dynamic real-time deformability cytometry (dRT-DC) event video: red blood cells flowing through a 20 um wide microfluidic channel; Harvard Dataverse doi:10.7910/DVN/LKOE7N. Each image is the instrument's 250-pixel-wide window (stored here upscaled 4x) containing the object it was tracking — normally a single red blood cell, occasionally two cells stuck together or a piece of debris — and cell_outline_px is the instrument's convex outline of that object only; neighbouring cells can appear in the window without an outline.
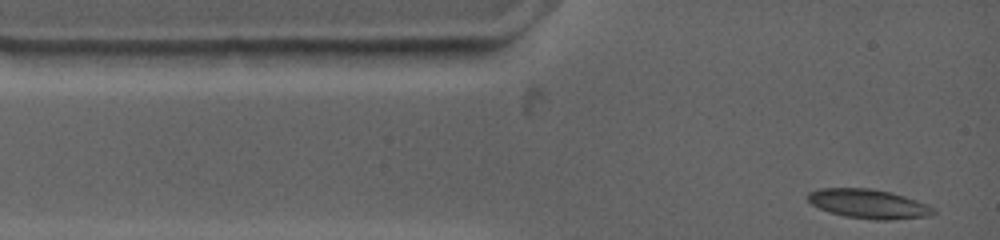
{"species": "common noctule bat (a hibernating species)", "species_latin": "Nyctalus noctula", "temperature_condition": "warm", "stored_images_in_passage": 56, "camera_frame_rate_fps": 4500, "um_per_image_px": 0.085, "animal": {"sex": "female", "body_mass_g": 19.0, "forearm_length_mm": 53.3}, "frame": {"image": 1, "passage_image": 1, "time_ms": 0.0, "image_size_px": [1000, 240], "cell_outline_px": [[936, 212], [928, 216], [888, 220], [876, 220], [844, 216], [828, 212], [812, 204], [808, 200], [808, 192], [816, 188], [872, 188], [892, 192], [928, 204], [936, 208]], "centroid_in_image_um": [73.83, 17.32], "position_along_channel_um": 11.2, "area_um2": 21.56}}
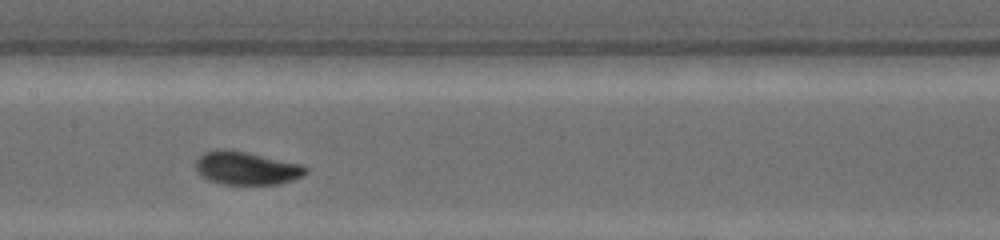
{"frame": {"image": 2, "passage_image": 31, "time_ms": 5.556, "image_size_px": [1000, 240], "cell_outline_px": [[308, 172], [304, 176], [280, 184], [220, 184], [208, 180], [196, 168], [196, 160], [204, 152], [244, 152], [300, 164], [308, 168]], "centroid_in_image_um": [21.02, 14.34], "position_along_channel_um": 186.4, "area_um2": 20.4}}
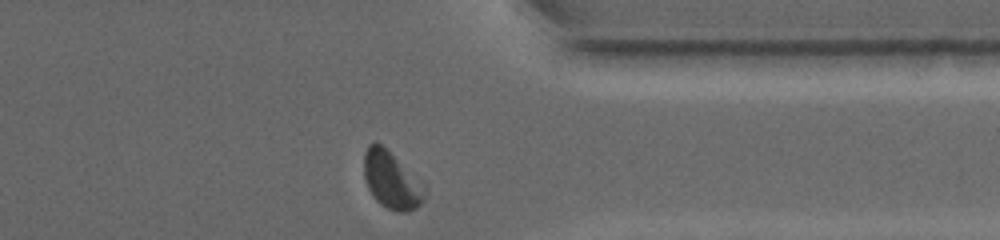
{"frame": {"image": 3, "passage_image": 56, "time_ms": 10.889, "image_size_px": [1000, 240], "cell_outline_px": [[428, 196], [416, 208], [404, 212], [400, 212], [388, 208], [380, 204], [372, 196], [368, 188], [364, 176], [364, 152], [368, 144], [376, 140], [428, 184]], "centroid_in_image_um": [33.35, 15.3], "position_along_channel_um": 378.1, "area_um2": 20.98}, "authors_computed_cell_mechanics": {"area_um2": 20.5768, "velocity_mm_per_s": 3.7122, "shape_relaxation_time_tau1_ms": 6.0349, "shape_relaxation_time_tau2_ms": 2.2339, "deformation_change_tau1": 0.1815, "deformation_change_tau2": 0.055}}